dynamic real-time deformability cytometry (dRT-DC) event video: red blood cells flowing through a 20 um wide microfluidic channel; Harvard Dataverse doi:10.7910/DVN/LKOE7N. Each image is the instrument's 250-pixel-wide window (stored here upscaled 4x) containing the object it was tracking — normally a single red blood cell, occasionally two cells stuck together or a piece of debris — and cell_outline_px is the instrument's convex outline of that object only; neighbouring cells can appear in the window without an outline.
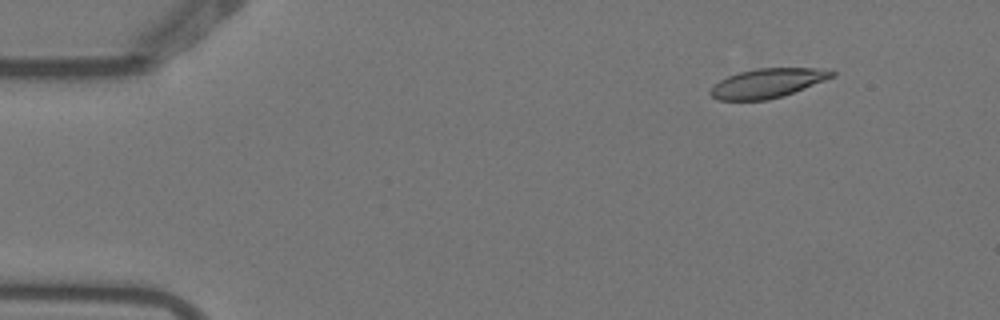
{"species": "Egyptian fruit bat (a non-hibernating species)", "species_latin": "Rousettus aegyptiacus", "temperature_condition": "warm", "stored_images_in_passage": 6, "camera_frame_rate_fps": 3000, "um_per_image_px": 0.085, "animal": {"sex": "female"}, "frame": {"image": 1, "passage_image": 1, "time_ms": 0.0, "image_size_px": [1000, 320], "cell_outline_px": [[836, 76], [792, 92], [768, 100], [716, 100], [708, 92], [720, 80], [728, 76], [740, 72], [756, 68], [816, 68], [836, 72]], "centroid_in_image_um": [65.21, 7.06], "position_along_channel_um": 19.8, "area_um2": 20.4}}
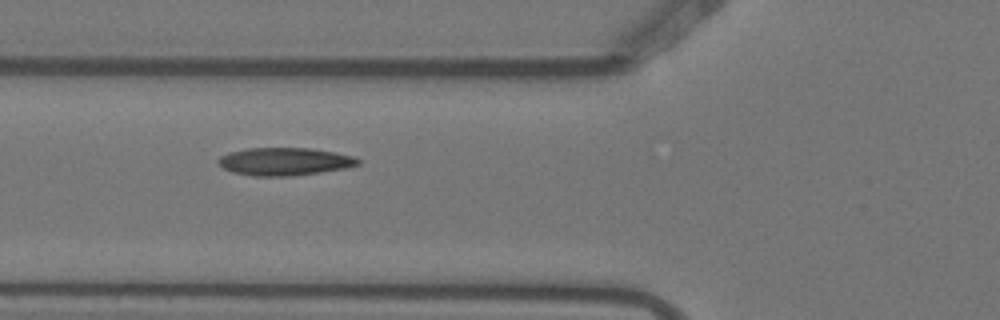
{"frame": {"image": 2, "passage_image": 5, "time_ms": 1.333, "image_size_px": [1000, 320], "cell_outline_px": [[360, 164], [344, 168], [320, 172], [288, 176], [252, 176], [232, 172], [224, 168], [216, 160], [220, 156], [228, 152], [248, 148], [308, 148], [332, 152], [352, 156], [360, 160]], "centroid_in_image_um": [24.14, 13.73], "position_along_channel_um": 101.7, "area_um2": 22.43}}
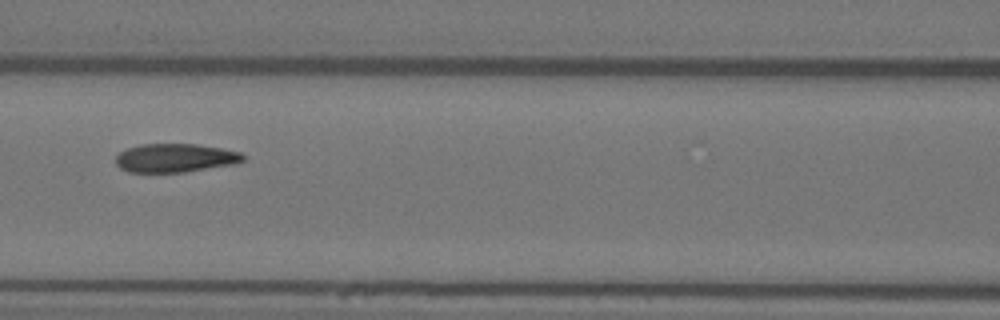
{"frame": {"image": 3, "passage_image": 6, "time_ms": 1.667, "image_size_px": [1000, 320], "cell_outline_px": [[244, 160], [232, 164], [184, 172], [128, 172], [120, 168], [116, 164], [116, 156], [120, 152], [128, 148], [140, 144], [196, 144], [220, 148], [240, 152], [244, 156]], "centroid_in_image_um": [14.85, 13.42], "position_along_channel_um": 151.7, "area_um2": 21.04}}